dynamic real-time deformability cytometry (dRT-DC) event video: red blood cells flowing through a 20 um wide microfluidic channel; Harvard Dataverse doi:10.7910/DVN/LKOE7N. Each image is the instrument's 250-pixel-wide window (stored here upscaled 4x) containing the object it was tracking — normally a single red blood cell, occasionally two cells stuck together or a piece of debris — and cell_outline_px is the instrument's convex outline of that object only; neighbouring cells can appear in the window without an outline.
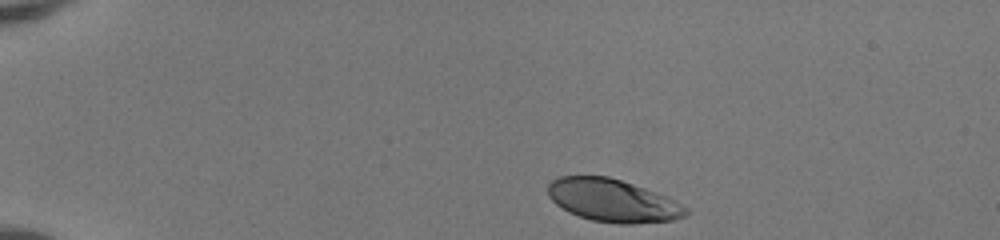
{"species": "human", "species_latin": "Homo sapiens", "temperature_condition": "room temperature", "stored_images_in_passage": 37, "camera_frame_rate_fps": 3000, "um_per_image_px": 0.085, "donor": {"sex": "female"}, "frame": {"image": 1, "passage_image": 1, "time_ms": 0.0, "image_size_px": [1000, 240], "cell_outline_px": [[688, 216], [672, 220], [632, 224], [616, 224], [592, 220], [568, 212], [556, 204], [548, 196], [548, 184], [552, 180], [560, 176], [608, 176], [644, 188], [676, 200], [688, 208]], "centroid_in_image_um": [52.09, 17.05], "position_along_channel_um": 32.9, "area_um2": 34.33}}
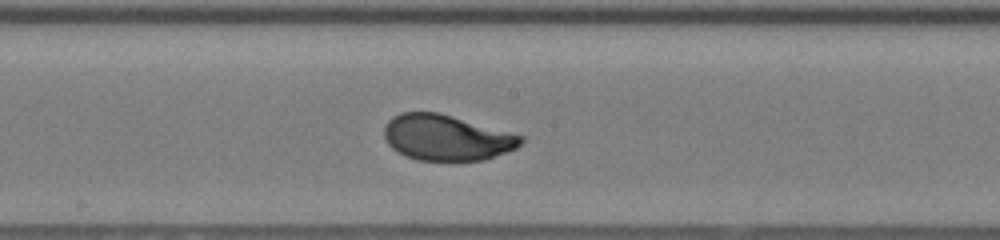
{"frame": {"image": 2, "passage_image": 20, "time_ms": 6.333, "image_size_px": [1000, 240], "cell_outline_px": [[524, 140], [516, 148], [484, 160], [416, 160], [392, 148], [388, 144], [384, 136], [384, 124], [392, 116], [400, 112], [440, 112], [524, 136]], "centroid_in_image_um": [37.94, 11.68], "position_along_channel_um": 210.3, "area_um2": 36.36}}
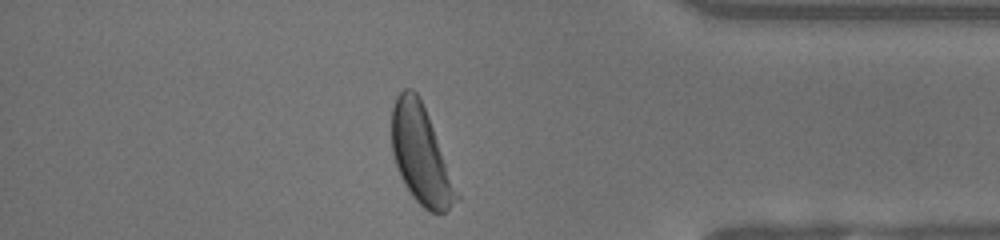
{"frame": {"image": 3, "passage_image": 35, "time_ms": 11.333, "image_size_px": [1000, 240], "cell_outline_px": [[460, 196], [444, 212], [428, 212], [412, 196], [404, 184], [400, 176], [392, 152], [392, 108], [396, 96], [404, 88], [412, 88], [416, 92], [424, 108]], "centroid_in_image_um": [35.74, 13.17], "position_along_channel_um": 399.5, "area_um2": 36.07}, "authors_computed_cell_mechanics": {"area_um2": 36.414, "velocity_mm_per_s": 4.1467, "shape_relaxation_time_tau1_ms": 2.5805, "shape_relaxation_time_tau2_ms": null, "deformation_change_tau1": 0.1557, "deformation_change_tau2": null}}